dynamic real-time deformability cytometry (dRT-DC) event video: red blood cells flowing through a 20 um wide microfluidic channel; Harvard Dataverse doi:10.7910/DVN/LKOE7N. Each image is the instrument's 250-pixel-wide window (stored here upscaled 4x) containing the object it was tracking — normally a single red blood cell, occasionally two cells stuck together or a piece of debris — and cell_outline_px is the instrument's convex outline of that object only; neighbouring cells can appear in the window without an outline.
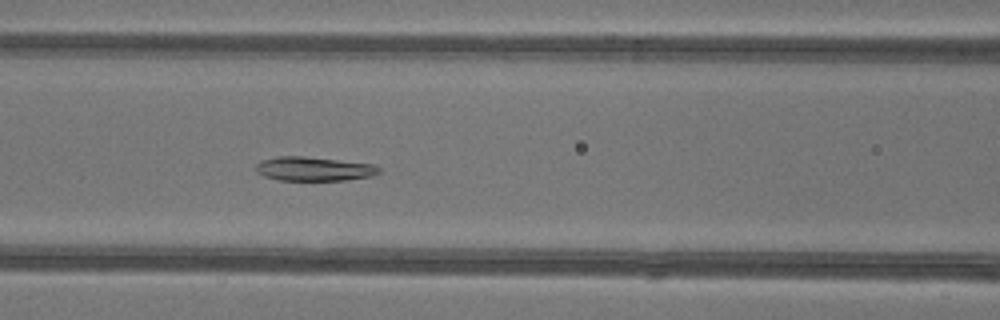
{"species": "common noctule bat (a hibernating species)", "species_latin": "Nyctalus noctula", "temperature_condition": "warm", "stored_images_in_passage": 46, "camera_frame_rate_fps": 3000, "um_per_image_px": 0.085, "animal": {"sex": "female"}, "frame": {"image": 1, "passage_image": 19, "time_ms": 6.0, "image_size_px": [1000, 320], "cell_outline_px": [[380, 172], [372, 176], [344, 180], [280, 180], [264, 176], [256, 172], [256, 164], [260, 160], [276, 156], [304, 156], [376, 164], [380, 168]], "centroid_in_image_um": [26.68, 14.34], "position_along_channel_um": 139.9, "area_um2": 17.4}}
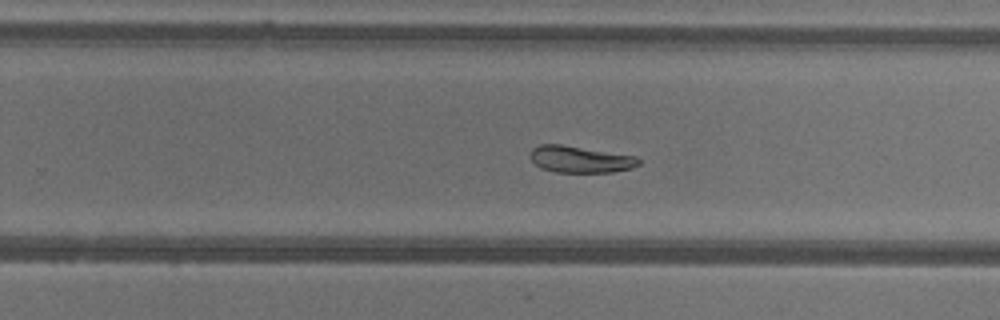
{"frame": {"image": 2, "passage_image": 29, "time_ms": 9.333, "image_size_px": [1000, 320], "cell_outline_px": [[640, 164], [632, 168], [612, 172], [556, 172], [540, 168], [528, 156], [532, 148], [540, 144], [560, 144], [636, 156], [640, 160]], "centroid_in_image_um": [49.3, 13.54], "position_along_channel_um": 280.5, "area_um2": 16.88}}
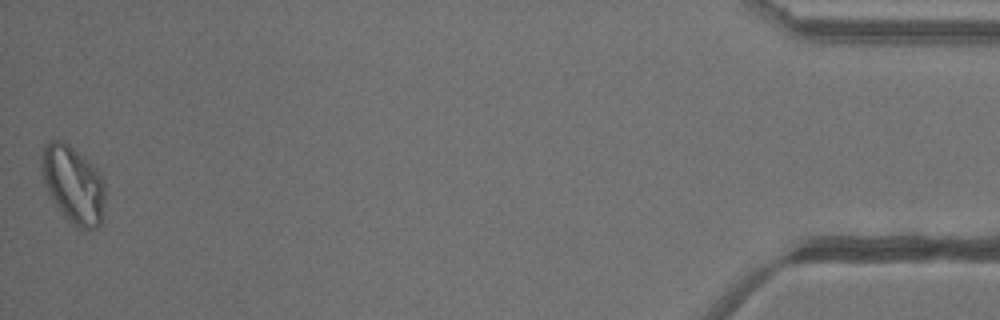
{"frame": {"image": 3, "passage_image": 46, "time_ms": 15.0, "image_size_px": [1000, 320], "cell_outline_px": [[104, 200], [100, 224], [96, 228], [76, 228], [60, 212], [52, 200], [48, 192], [40, 168], [40, 156], [44, 144], [52, 140], [64, 140], [92, 164], [96, 168], [104, 180]], "centroid_in_image_um": [6.19, 15.65], "position_along_channel_um": 429.0, "area_um2": 28.73}}